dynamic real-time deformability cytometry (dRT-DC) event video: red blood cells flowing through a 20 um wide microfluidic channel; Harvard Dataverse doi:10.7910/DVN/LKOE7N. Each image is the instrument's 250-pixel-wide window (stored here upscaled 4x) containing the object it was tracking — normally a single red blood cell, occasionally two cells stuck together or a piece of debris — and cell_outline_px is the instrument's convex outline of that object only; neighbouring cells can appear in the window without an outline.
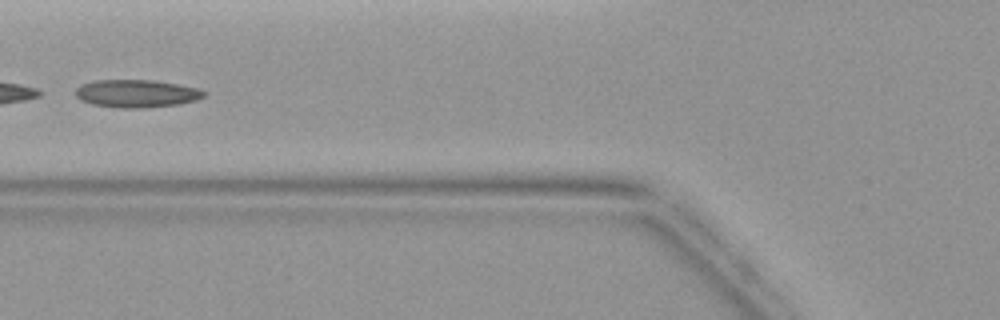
{"species": "common noctule bat (a hibernating species)", "species_latin": "Nyctalus noctula", "temperature_condition": "warm", "stored_images_in_passage": 5, "camera_frame_rate_fps": 3000, "um_per_image_px": 0.085, "animal": {"sex": "female", "body_mass_g": 19.9}, "frame": {"image": 1, "passage_image": 5, "time_ms": 4.667, "image_size_px": [1000, 320], "cell_outline_px": [[208, 92], [204, 96], [196, 100], [180, 104], [140, 108], [116, 108], [92, 104], [80, 100], [76, 96], [76, 88], [80, 84], [92, 80], [152, 80], [200, 88]], "centroid_in_image_um": [11.6, 7.95], "position_along_channel_um": 114.2, "area_um2": 20.98}}